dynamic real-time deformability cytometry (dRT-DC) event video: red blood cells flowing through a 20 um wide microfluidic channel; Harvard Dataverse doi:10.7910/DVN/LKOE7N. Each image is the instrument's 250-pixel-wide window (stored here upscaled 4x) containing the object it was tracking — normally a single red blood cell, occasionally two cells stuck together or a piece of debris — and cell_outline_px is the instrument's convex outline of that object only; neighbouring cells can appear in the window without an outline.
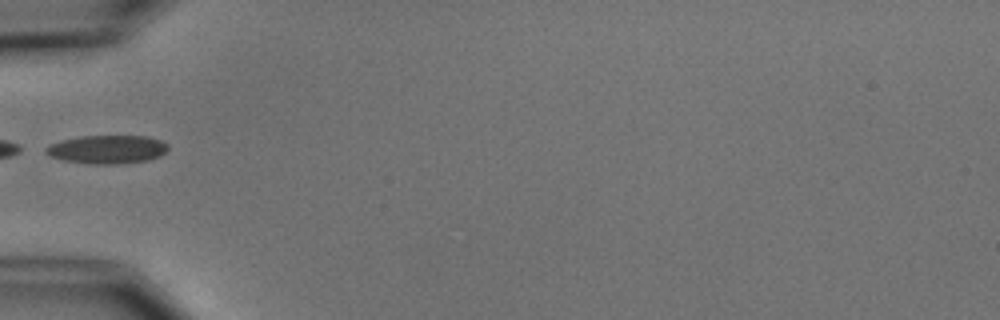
{"species": "common noctule bat (a hibernating species)", "species_latin": "Nyctalus noctula", "temperature_condition": "cold", "stored_images_in_passage": 3, "camera_frame_rate_fps": 3000, "um_per_image_px": 0.085, "animal": {"sex": "male", "body_mass_g": 15.6}, "frame": {"image": 1, "passage_image": 3, "time_ms": 2.333, "image_size_px": [1000, 320], "cell_outline_px": [[168, 148], [160, 156], [148, 160], [120, 164], [88, 164], [64, 160], [52, 156], [44, 152], [44, 148], [48, 144], [80, 136], [148, 136], [160, 140], [168, 144]], "centroid_in_image_um": [9.11, 12.7], "position_along_channel_um": 75.9, "area_um2": 20.29}}